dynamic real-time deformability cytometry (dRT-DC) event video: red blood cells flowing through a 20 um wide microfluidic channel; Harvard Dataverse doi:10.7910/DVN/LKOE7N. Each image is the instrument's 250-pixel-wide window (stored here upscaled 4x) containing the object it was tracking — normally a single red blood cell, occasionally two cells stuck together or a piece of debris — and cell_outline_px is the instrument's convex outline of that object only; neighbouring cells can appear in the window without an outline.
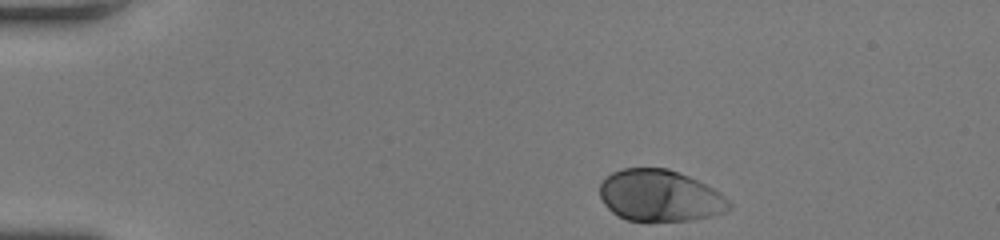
{"species": "human", "species_latin": "Homo sapiens", "temperature_condition": "room temperature", "stored_images_in_passage": 42, "camera_frame_rate_fps": 3000, "um_per_image_px": 0.085, "donor": {"sex": "female"}, "frame": {"image": 1, "passage_image": 1, "time_ms": 0.0, "image_size_px": [1000, 240], "cell_outline_px": [[732, 208], [724, 212], [712, 216], [692, 220], [628, 220], [612, 212], [604, 204], [600, 196], [600, 184], [612, 172], [624, 168], [668, 168], [688, 176], [720, 192], [732, 204]], "centroid_in_image_um": [56.1, 16.63], "position_along_channel_um": 28.9, "area_um2": 38.55}}
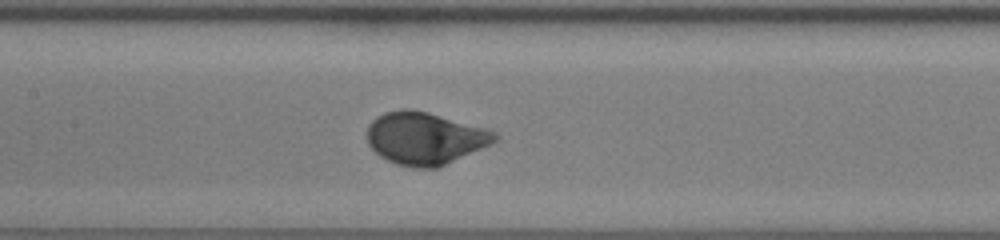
{"frame": {"image": 2, "passage_image": 17, "time_ms": 5.333, "image_size_px": [1000, 240], "cell_outline_px": [[500, 136], [492, 144], [436, 168], [412, 168], [396, 164], [380, 156], [368, 144], [368, 124], [376, 116], [384, 112], [404, 108], [408, 108], [428, 112], [488, 128], [496, 132]], "centroid_in_image_um": [36.13, 11.74], "position_along_channel_um": 171.3, "area_um2": 39.19}}
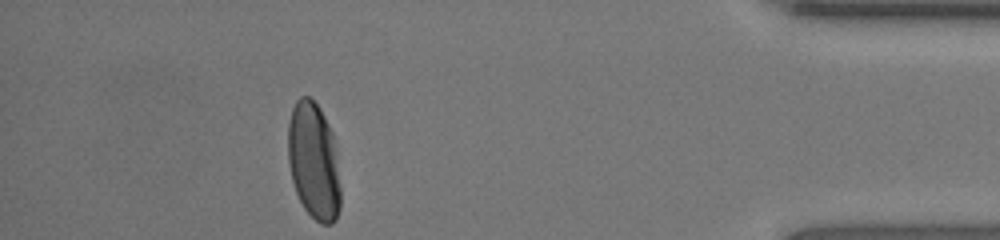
{"frame": {"image": 3, "passage_image": 37, "time_ms": 12.0, "image_size_px": [1000, 240], "cell_outline_px": [[340, 208], [336, 220], [332, 224], [320, 224], [304, 208], [296, 192], [292, 180], [288, 160], [288, 124], [292, 108], [296, 100], [300, 96], [308, 96], [320, 108], [332, 132], [340, 188]], "centroid_in_image_um": [26.65, 13.7], "position_along_channel_um": 408.5, "area_um2": 35.6}, "authors_computed_cell_mechanics": {"area_um2": 38.3214, "velocity_mm_per_s": 4.2385, "shape_relaxation_time_tau1_ms": 1.5083, "shape_relaxation_time_tau2_ms": null, "deformation_change_tau1": 0.1535, "deformation_change_tau2": null}}